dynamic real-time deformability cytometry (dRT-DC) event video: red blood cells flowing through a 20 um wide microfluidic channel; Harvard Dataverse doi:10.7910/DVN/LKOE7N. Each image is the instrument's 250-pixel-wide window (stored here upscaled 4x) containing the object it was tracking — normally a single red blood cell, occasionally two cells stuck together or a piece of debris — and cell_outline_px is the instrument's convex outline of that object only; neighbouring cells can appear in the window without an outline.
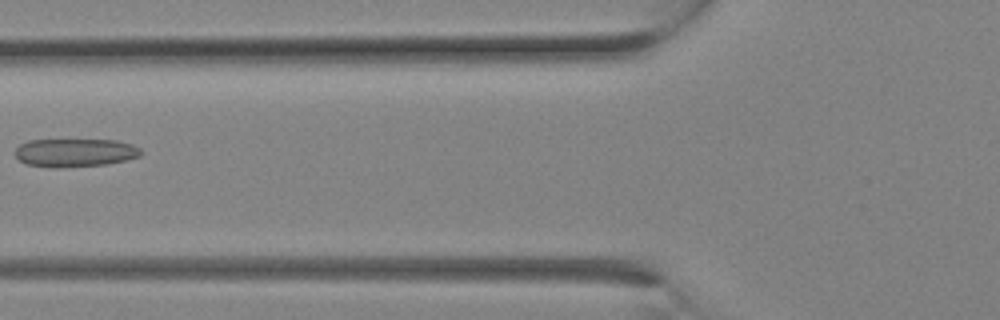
{"species": "Egyptian fruit bat (a non-hibernating species)", "species_latin": "Rousettus aegyptiacus", "temperature_condition": "room temperature", "stored_images_in_passage": 25, "camera_frame_rate_fps": 3000, "um_per_image_px": 0.085, "animal": {"sex": "female"}, "frame": {"image": 1, "passage_image": 10, "time_ms": 3.0, "image_size_px": [1000, 320], "cell_outline_px": [[140, 156], [108, 164], [56, 168], [28, 164], [20, 160], [12, 152], [20, 144], [28, 140], [116, 140], [132, 144], [140, 148]], "centroid_in_image_um": [6.35, 12.97], "position_along_channel_um": 119.5, "area_um2": 20.69}}
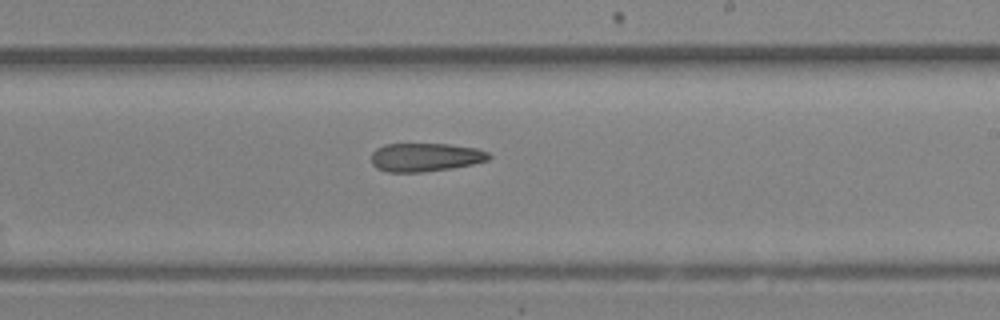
{"frame": {"image": 2, "passage_image": 15, "time_ms": 4.667, "image_size_px": [1000, 320], "cell_outline_px": [[492, 156], [488, 160], [472, 164], [452, 168], [424, 172], [388, 172], [376, 168], [372, 164], [372, 152], [376, 148], [384, 144], [448, 144], [476, 148], [488, 152]], "centroid_in_image_um": [36.14, 13.36], "position_along_channel_um": 252.9, "area_um2": 19.59}}
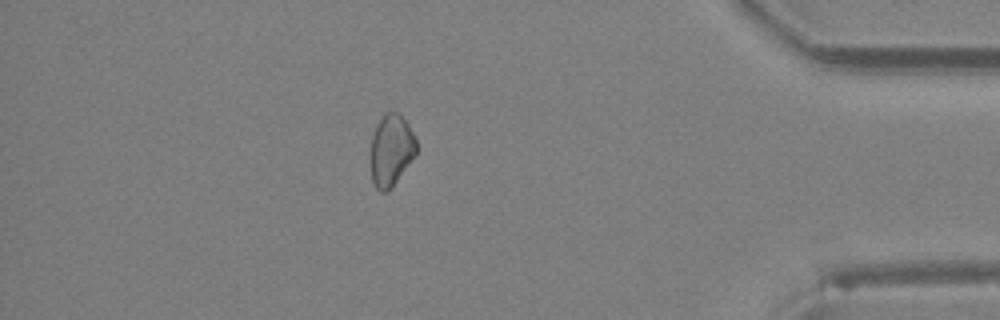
{"frame": {"image": 3, "passage_image": 22, "time_ms": 7.0, "image_size_px": [1000, 320], "cell_outline_px": [[416, 156], [392, 188], [384, 192], [380, 192], [376, 188], [372, 180], [372, 136], [384, 112], [396, 112], [408, 124], [416, 140]], "centroid_in_image_um": [33.28, 12.8], "position_along_channel_um": 401.9, "area_um2": 18.84}}